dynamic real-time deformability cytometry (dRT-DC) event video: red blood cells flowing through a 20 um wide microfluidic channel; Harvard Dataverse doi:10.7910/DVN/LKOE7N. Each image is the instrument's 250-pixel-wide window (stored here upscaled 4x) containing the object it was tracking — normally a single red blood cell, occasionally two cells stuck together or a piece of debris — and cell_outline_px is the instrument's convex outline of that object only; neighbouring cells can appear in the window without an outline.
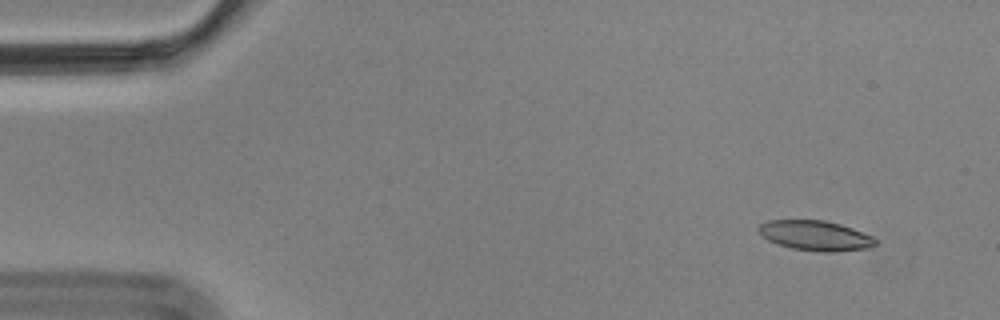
{"species": "Egyptian fruit bat (a non-hibernating species)", "species_latin": "Rousettus aegyptiacus", "temperature_condition": "cold", "stored_images_in_passage": 4, "camera_frame_rate_fps": 3000, "um_per_image_px": 0.085, "animal": {"sex": "male"}, "frame": {"image": 1, "passage_image": 2, "time_ms": 0.333, "image_size_px": [1000, 320], "cell_outline_px": [[876, 244], [868, 248], [836, 252], [820, 252], [792, 248], [776, 244], [768, 240], [756, 228], [760, 224], [768, 220], [824, 220], [840, 224], [852, 228], [872, 236], [876, 240]], "centroid_in_image_um": [69.3, 20.03], "position_along_channel_um": 15.7, "area_um2": 20.4}}